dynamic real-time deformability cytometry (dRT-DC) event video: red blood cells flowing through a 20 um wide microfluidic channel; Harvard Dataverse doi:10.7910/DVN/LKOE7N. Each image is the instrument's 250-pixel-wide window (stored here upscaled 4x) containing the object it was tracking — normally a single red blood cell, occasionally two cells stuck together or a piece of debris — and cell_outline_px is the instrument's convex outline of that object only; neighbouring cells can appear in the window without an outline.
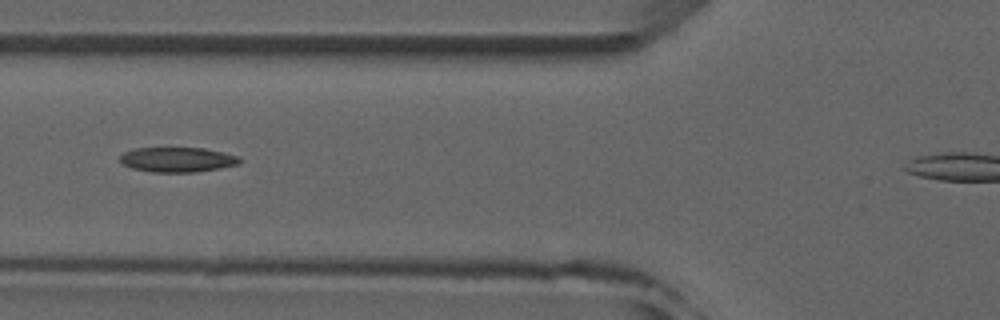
{"species": "common noctule bat (a hibernating species)", "species_latin": "Nyctalus noctula", "temperature_condition": "room temperature", "stored_images_in_passage": 6, "camera_frame_rate_fps": 3000, "um_per_image_px": 0.085, "animal": {"sex": "male", "forearm_length_mm": 52.5}, "frame": {"image": 1, "passage_image": 5, "time_ms": 4.667, "image_size_px": [1000, 320], "cell_outline_px": [[244, 160], [240, 164], [220, 168], [196, 172], [152, 172], [132, 168], [124, 164], [120, 160], [120, 156], [124, 152], [136, 148], [204, 148], [224, 152], [240, 156]], "centroid_in_image_um": [15.16, 13.57], "position_along_channel_um": 110.6, "area_um2": 17.46}}
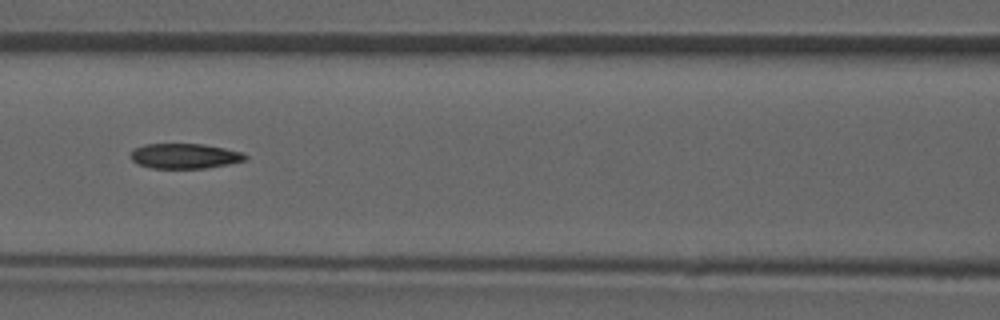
{"frame": {"image": 2, "passage_image": 6, "time_ms": 5.667, "image_size_px": [1000, 320], "cell_outline_px": [[248, 156], [244, 160], [228, 164], [204, 168], [152, 168], [140, 164], [132, 160], [128, 156], [136, 148], [144, 144], [204, 144], [244, 152]], "centroid_in_image_um": [15.71, 13.25], "position_along_channel_um": 150.9, "area_um2": 16.65}}